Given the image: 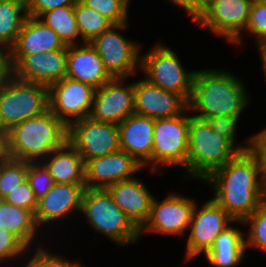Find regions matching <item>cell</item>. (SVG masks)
Returning a JSON list of instances; mask_svg holds the SVG:
<instances>
[{
    "instance_id": "obj_1",
    "label": "cell",
    "mask_w": 266,
    "mask_h": 267,
    "mask_svg": "<svg viewBox=\"0 0 266 267\" xmlns=\"http://www.w3.org/2000/svg\"><path fill=\"white\" fill-rule=\"evenodd\" d=\"M203 183L211 187V198L234 220H244L266 200V174L251 148L239 152Z\"/></svg>"
},
{
    "instance_id": "obj_2",
    "label": "cell",
    "mask_w": 266,
    "mask_h": 267,
    "mask_svg": "<svg viewBox=\"0 0 266 267\" xmlns=\"http://www.w3.org/2000/svg\"><path fill=\"white\" fill-rule=\"evenodd\" d=\"M220 69H196L188 109L203 120L213 116H235L240 120L253 98L245 81L227 68Z\"/></svg>"
},
{
    "instance_id": "obj_3",
    "label": "cell",
    "mask_w": 266,
    "mask_h": 267,
    "mask_svg": "<svg viewBox=\"0 0 266 267\" xmlns=\"http://www.w3.org/2000/svg\"><path fill=\"white\" fill-rule=\"evenodd\" d=\"M67 138L68 127L48 110L6 132V155L25 162H40L62 147Z\"/></svg>"
},
{
    "instance_id": "obj_4",
    "label": "cell",
    "mask_w": 266,
    "mask_h": 267,
    "mask_svg": "<svg viewBox=\"0 0 266 267\" xmlns=\"http://www.w3.org/2000/svg\"><path fill=\"white\" fill-rule=\"evenodd\" d=\"M239 152L226 137L213 132L207 120L190 112L188 152L181 182L194 179L202 183Z\"/></svg>"
},
{
    "instance_id": "obj_5",
    "label": "cell",
    "mask_w": 266,
    "mask_h": 267,
    "mask_svg": "<svg viewBox=\"0 0 266 267\" xmlns=\"http://www.w3.org/2000/svg\"><path fill=\"white\" fill-rule=\"evenodd\" d=\"M88 228L125 249L140 241V229L118 207L106 189L86 188L82 197L80 216Z\"/></svg>"
},
{
    "instance_id": "obj_6",
    "label": "cell",
    "mask_w": 266,
    "mask_h": 267,
    "mask_svg": "<svg viewBox=\"0 0 266 267\" xmlns=\"http://www.w3.org/2000/svg\"><path fill=\"white\" fill-rule=\"evenodd\" d=\"M179 57L170 46L157 41L146 52L141 51L140 71L149 82L180 95L188 103L196 70H188Z\"/></svg>"
},
{
    "instance_id": "obj_7",
    "label": "cell",
    "mask_w": 266,
    "mask_h": 267,
    "mask_svg": "<svg viewBox=\"0 0 266 267\" xmlns=\"http://www.w3.org/2000/svg\"><path fill=\"white\" fill-rule=\"evenodd\" d=\"M49 110L48 86L24 82L12 74L0 82V129L5 133Z\"/></svg>"
},
{
    "instance_id": "obj_8",
    "label": "cell",
    "mask_w": 266,
    "mask_h": 267,
    "mask_svg": "<svg viewBox=\"0 0 266 267\" xmlns=\"http://www.w3.org/2000/svg\"><path fill=\"white\" fill-rule=\"evenodd\" d=\"M189 123L190 110L188 108L178 116L155 119L152 171L156 175H160L161 172L165 173L167 169L175 168L176 166L177 169L180 167V169H183V172L185 171Z\"/></svg>"
},
{
    "instance_id": "obj_9",
    "label": "cell",
    "mask_w": 266,
    "mask_h": 267,
    "mask_svg": "<svg viewBox=\"0 0 266 267\" xmlns=\"http://www.w3.org/2000/svg\"><path fill=\"white\" fill-rule=\"evenodd\" d=\"M129 25V22L112 24L90 42L113 78H131L140 74L141 51L144 48L121 33Z\"/></svg>"
},
{
    "instance_id": "obj_10",
    "label": "cell",
    "mask_w": 266,
    "mask_h": 267,
    "mask_svg": "<svg viewBox=\"0 0 266 267\" xmlns=\"http://www.w3.org/2000/svg\"><path fill=\"white\" fill-rule=\"evenodd\" d=\"M155 195L150 215L140 228V238L145 233L161 234L164 236L186 237L192 219L195 197L178 194L174 191L168 193L163 200Z\"/></svg>"
},
{
    "instance_id": "obj_11",
    "label": "cell",
    "mask_w": 266,
    "mask_h": 267,
    "mask_svg": "<svg viewBox=\"0 0 266 267\" xmlns=\"http://www.w3.org/2000/svg\"><path fill=\"white\" fill-rule=\"evenodd\" d=\"M193 210L188 229L184 262H190L201 254L204 255L214 244L217 236L235 220L212 198L200 204ZM199 204V205H198ZM202 205V206H201Z\"/></svg>"
},
{
    "instance_id": "obj_12",
    "label": "cell",
    "mask_w": 266,
    "mask_h": 267,
    "mask_svg": "<svg viewBox=\"0 0 266 267\" xmlns=\"http://www.w3.org/2000/svg\"><path fill=\"white\" fill-rule=\"evenodd\" d=\"M253 0H211L195 22L232 44L246 29ZM200 25V26H199Z\"/></svg>"
},
{
    "instance_id": "obj_13",
    "label": "cell",
    "mask_w": 266,
    "mask_h": 267,
    "mask_svg": "<svg viewBox=\"0 0 266 267\" xmlns=\"http://www.w3.org/2000/svg\"><path fill=\"white\" fill-rule=\"evenodd\" d=\"M67 141L84 162L120 150L118 126L89 116L68 126Z\"/></svg>"
},
{
    "instance_id": "obj_14",
    "label": "cell",
    "mask_w": 266,
    "mask_h": 267,
    "mask_svg": "<svg viewBox=\"0 0 266 267\" xmlns=\"http://www.w3.org/2000/svg\"><path fill=\"white\" fill-rule=\"evenodd\" d=\"M96 88L65 77L48 87L49 110L67 127L91 113Z\"/></svg>"
},
{
    "instance_id": "obj_15",
    "label": "cell",
    "mask_w": 266,
    "mask_h": 267,
    "mask_svg": "<svg viewBox=\"0 0 266 267\" xmlns=\"http://www.w3.org/2000/svg\"><path fill=\"white\" fill-rule=\"evenodd\" d=\"M67 46L33 54H10L12 75L21 81L50 86L67 76Z\"/></svg>"
},
{
    "instance_id": "obj_16",
    "label": "cell",
    "mask_w": 266,
    "mask_h": 267,
    "mask_svg": "<svg viewBox=\"0 0 266 267\" xmlns=\"http://www.w3.org/2000/svg\"><path fill=\"white\" fill-rule=\"evenodd\" d=\"M85 184L54 183L50 191L38 200L34 213L35 221L40 230L50 231L48 226H58L66 222L68 217L80 214ZM77 213V214H76ZM67 218V219H66ZM57 222V223H56Z\"/></svg>"
},
{
    "instance_id": "obj_17",
    "label": "cell",
    "mask_w": 266,
    "mask_h": 267,
    "mask_svg": "<svg viewBox=\"0 0 266 267\" xmlns=\"http://www.w3.org/2000/svg\"><path fill=\"white\" fill-rule=\"evenodd\" d=\"M128 80L113 78L96 89L89 117L118 125L134 114V81Z\"/></svg>"
},
{
    "instance_id": "obj_18",
    "label": "cell",
    "mask_w": 266,
    "mask_h": 267,
    "mask_svg": "<svg viewBox=\"0 0 266 267\" xmlns=\"http://www.w3.org/2000/svg\"><path fill=\"white\" fill-rule=\"evenodd\" d=\"M144 167L125 151L119 150L85 161V188L106 189L120 181L135 178Z\"/></svg>"
},
{
    "instance_id": "obj_19",
    "label": "cell",
    "mask_w": 266,
    "mask_h": 267,
    "mask_svg": "<svg viewBox=\"0 0 266 267\" xmlns=\"http://www.w3.org/2000/svg\"><path fill=\"white\" fill-rule=\"evenodd\" d=\"M134 112L151 119L172 118L182 114L188 103L178 94L152 84L144 77L134 78Z\"/></svg>"
},
{
    "instance_id": "obj_20",
    "label": "cell",
    "mask_w": 266,
    "mask_h": 267,
    "mask_svg": "<svg viewBox=\"0 0 266 267\" xmlns=\"http://www.w3.org/2000/svg\"><path fill=\"white\" fill-rule=\"evenodd\" d=\"M154 122V119L134 113L117 125L120 150L131 155L153 175Z\"/></svg>"
},
{
    "instance_id": "obj_21",
    "label": "cell",
    "mask_w": 266,
    "mask_h": 267,
    "mask_svg": "<svg viewBox=\"0 0 266 267\" xmlns=\"http://www.w3.org/2000/svg\"><path fill=\"white\" fill-rule=\"evenodd\" d=\"M106 190L118 207L140 229L150 215L154 193L139 177L120 181L110 185Z\"/></svg>"
},
{
    "instance_id": "obj_22",
    "label": "cell",
    "mask_w": 266,
    "mask_h": 267,
    "mask_svg": "<svg viewBox=\"0 0 266 267\" xmlns=\"http://www.w3.org/2000/svg\"><path fill=\"white\" fill-rule=\"evenodd\" d=\"M67 76L98 89L113 79L90 42L67 46Z\"/></svg>"
},
{
    "instance_id": "obj_23",
    "label": "cell",
    "mask_w": 266,
    "mask_h": 267,
    "mask_svg": "<svg viewBox=\"0 0 266 267\" xmlns=\"http://www.w3.org/2000/svg\"><path fill=\"white\" fill-rule=\"evenodd\" d=\"M243 220H235L215 239L214 244L203 257L211 267H241L247 257Z\"/></svg>"
},
{
    "instance_id": "obj_24",
    "label": "cell",
    "mask_w": 266,
    "mask_h": 267,
    "mask_svg": "<svg viewBox=\"0 0 266 267\" xmlns=\"http://www.w3.org/2000/svg\"><path fill=\"white\" fill-rule=\"evenodd\" d=\"M65 47L58 34L38 17L28 15L10 54H33Z\"/></svg>"
},
{
    "instance_id": "obj_25",
    "label": "cell",
    "mask_w": 266,
    "mask_h": 267,
    "mask_svg": "<svg viewBox=\"0 0 266 267\" xmlns=\"http://www.w3.org/2000/svg\"><path fill=\"white\" fill-rule=\"evenodd\" d=\"M54 183L85 184V162L76 149L67 141L54 149L43 161Z\"/></svg>"
},
{
    "instance_id": "obj_26",
    "label": "cell",
    "mask_w": 266,
    "mask_h": 267,
    "mask_svg": "<svg viewBox=\"0 0 266 267\" xmlns=\"http://www.w3.org/2000/svg\"><path fill=\"white\" fill-rule=\"evenodd\" d=\"M0 227L15 235L28 249L44 243V234L37 226L34 213L6 203L0 199ZM41 231V232H40ZM43 235V236H42ZM41 236V237H39ZM43 238V242L41 239ZM38 240V241H37ZM37 243V244H36Z\"/></svg>"
},
{
    "instance_id": "obj_27",
    "label": "cell",
    "mask_w": 266,
    "mask_h": 267,
    "mask_svg": "<svg viewBox=\"0 0 266 267\" xmlns=\"http://www.w3.org/2000/svg\"><path fill=\"white\" fill-rule=\"evenodd\" d=\"M27 17L26 0H0V45L12 48Z\"/></svg>"
},
{
    "instance_id": "obj_28",
    "label": "cell",
    "mask_w": 266,
    "mask_h": 267,
    "mask_svg": "<svg viewBox=\"0 0 266 267\" xmlns=\"http://www.w3.org/2000/svg\"><path fill=\"white\" fill-rule=\"evenodd\" d=\"M38 18L58 34L65 46L84 43L80 38L74 6L58 7L43 12Z\"/></svg>"
},
{
    "instance_id": "obj_29",
    "label": "cell",
    "mask_w": 266,
    "mask_h": 267,
    "mask_svg": "<svg viewBox=\"0 0 266 267\" xmlns=\"http://www.w3.org/2000/svg\"><path fill=\"white\" fill-rule=\"evenodd\" d=\"M74 15L83 42H91L113 23L97 11L88 8L81 1L74 6Z\"/></svg>"
},
{
    "instance_id": "obj_30",
    "label": "cell",
    "mask_w": 266,
    "mask_h": 267,
    "mask_svg": "<svg viewBox=\"0 0 266 267\" xmlns=\"http://www.w3.org/2000/svg\"><path fill=\"white\" fill-rule=\"evenodd\" d=\"M250 35L256 43L258 52H262L266 48V0H253L250 8V17L245 31L232 43L236 47H240L245 39L243 36Z\"/></svg>"
},
{
    "instance_id": "obj_31",
    "label": "cell",
    "mask_w": 266,
    "mask_h": 267,
    "mask_svg": "<svg viewBox=\"0 0 266 267\" xmlns=\"http://www.w3.org/2000/svg\"><path fill=\"white\" fill-rule=\"evenodd\" d=\"M28 162L5 157L0 160V199L27 180Z\"/></svg>"
},
{
    "instance_id": "obj_32",
    "label": "cell",
    "mask_w": 266,
    "mask_h": 267,
    "mask_svg": "<svg viewBox=\"0 0 266 267\" xmlns=\"http://www.w3.org/2000/svg\"><path fill=\"white\" fill-rule=\"evenodd\" d=\"M42 244L39 246L32 247L28 249L27 256L24 267H85L86 265L82 263L79 258L74 260H69L68 257L64 256V254H60L58 252L55 253ZM49 249V250H48ZM32 251V252H31ZM32 254V255H30Z\"/></svg>"
},
{
    "instance_id": "obj_33",
    "label": "cell",
    "mask_w": 266,
    "mask_h": 267,
    "mask_svg": "<svg viewBox=\"0 0 266 267\" xmlns=\"http://www.w3.org/2000/svg\"><path fill=\"white\" fill-rule=\"evenodd\" d=\"M243 223V227H249L247 233L245 232L247 253L251 249L266 253V200Z\"/></svg>"
},
{
    "instance_id": "obj_34",
    "label": "cell",
    "mask_w": 266,
    "mask_h": 267,
    "mask_svg": "<svg viewBox=\"0 0 266 267\" xmlns=\"http://www.w3.org/2000/svg\"><path fill=\"white\" fill-rule=\"evenodd\" d=\"M27 252L28 248L15 235L0 227V267L1 265L4 267H14L15 265L16 267H18L17 265L24 267Z\"/></svg>"
},
{
    "instance_id": "obj_35",
    "label": "cell",
    "mask_w": 266,
    "mask_h": 267,
    "mask_svg": "<svg viewBox=\"0 0 266 267\" xmlns=\"http://www.w3.org/2000/svg\"><path fill=\"white\" fill-rule=\"evenodd\" d=\"M88 8L105 16L113 24L129 22L132 0H80Z\"/></svg>"
},
{
    "instance_id": "obj_36",
    "label": "cell",
    "mask_w": 266,
    "mask_h": 267,
    "mask_svg": "<svg viewBox=\"0 0 266 267\" xmlns=\"http://www.w3.org/2000/svg\"><path fill=\"white\" fill-rule=\"evenodd\" d=\"M211 126L213 132L226 137L240 152L251 148V136L238 144V122L239 119L235 116H213L206 119Z\"/></svg>"
},
{
    "instance_id": "obj_37",
    "label": "cell",
    "mask_w": 266,
    "mask_h": 267,
    "mask_svg": "<svg viewBox=\"0 0 266 267\" xmlns=\"http://www.w3.org/2000/svg\"><path fill=\"white\" fill-rule=\"evenodd\" d=\"M27 180L37 200L45 196L54 185L53 178L42 161L28 162Z\"/></svg>"
},
{
    "instance_id": "obj_38",
    "label": "cell",
    "mask_w": 266,
    "mask_h": 267,
    "mask_svg": "<svg viewBox=\"0 0 266 267\" xmlns=\"http://www.w3.org/2000/svg\"><path fill=\"white\" fill-rule=\"evenodd\" d=\"M3 200L8 204L30 210L33 213H35L38 203L28 180L20 184L18 188L8 194Z\"/></svg>"
},
{
    "instance_id": "obj_39",
    "label": "cell",
    "mask_w": 266,
    "mask_h": 267,
    "mask_svg": "<svg viewBox=\"0 0 266 267\" xmlns=\"http://www.w3.org/2000/svg\"><path fill=\"white\" fill-rule=\"evenodd\" d=\"M80 0H26L27 13L39 17L43 12L58 7L75 6Z\"/></svg>"
},
{
    "instance_id": "obj_40",
    "label": "cell",
    "mask_w": 266,
    "mask_h": 267,
    "mask_svg": "<svg viewBox=\"0 0 266 267\" xmlns=\"http://www.w3.org/2000/svg\"><path fill=\"white\" fill-rule=\"evenodd\" d=\"M251 149L259 157L266 174V128L258 130L257 133L251 135Z\"/></svg>"
},
{
    "instance_id": "obj_41",
    "label": "cell",
    "mask_w": 266,
    "mask_h": 267,
    "mask_svg": "<svg viewBox=\"0 0 266 267\" xmlns=\"http://www.w3.org/2000/svg\"><path fill=\"white\" fill-rule=\"evenodd\" d=\"M169 3L184 10L186 15L188 14L192 22H196L201 16L203 7L197 2V0H167Z\"/></svg>"
},
{
    "instance_id": "obj_42",
    "label": "cell",
    "mask_w": 266,
    "mask_h": 267,
    "mask_svg": "<svg viewBox=\"0 0 266 267\" xmlns=\"http://www.w3.org/2000/svg\"><path fill=\"white\" fill-rule=\"evenodd\" d=\"M12 74V68L10 65V53L9 50L0 45V82L7 79Z\"/></svg>"
},
{
    "instance_id": "obj_43",
    "label": "cell",
    "mask_w": 266,
    "mask_h": 267,
    "mask_svg": "<svg viewBox=\"0 0 266 267\" xmlns=\"http://www.w3.org/2000/svg\"><path fill=\"white\" fill-rule=\"evenodd\" d=\"M6 156V133L0 129V160Z\"/></svg>"
},
{
    "instance_id": "obj_44",
    "label": "cell",
    "mask_w": 266,
    "mask_h": 267,
    "mask_svg": "<svg viewBox=\"0 0 266 267\" xmlns=\"http://www.w3.org/2000/svg\"><path fill=\"white\" fill-rule=\"evenodd\" d=\"M259 53V59L261 63V69H263L264 77H265V82H266V55L263 52H258Z\"/></svg>"
},
{
    "instance_id": "obj_45",
    "label": "cell",
    "mask_w": 266,
    "mask_h": 267,
    "mask_svg": "<svg viewBox=\"0 0 266 267\" xmlns=\"http://www.w3.org/2000/svg\"><path fill=\"white\" fill-rule=\"evenodd\" d=\"M211 0H197V2L202 6H206Z\"/></svg>"
},
{
    "instance_id": "obj_46",
    "label": "cell",
    "mask_w": 266,
    "mask_h": 267,
    "mask_svg": "<svg viewBox=\"0 0 266 267\" xmlns=\"http://www.w3.org/2000/svg\"><path fill=\"white\" fill-rule=\"evenodd\" d=\"M262 52L266 55V48Z\"/></svg>"
}]
</instances>
